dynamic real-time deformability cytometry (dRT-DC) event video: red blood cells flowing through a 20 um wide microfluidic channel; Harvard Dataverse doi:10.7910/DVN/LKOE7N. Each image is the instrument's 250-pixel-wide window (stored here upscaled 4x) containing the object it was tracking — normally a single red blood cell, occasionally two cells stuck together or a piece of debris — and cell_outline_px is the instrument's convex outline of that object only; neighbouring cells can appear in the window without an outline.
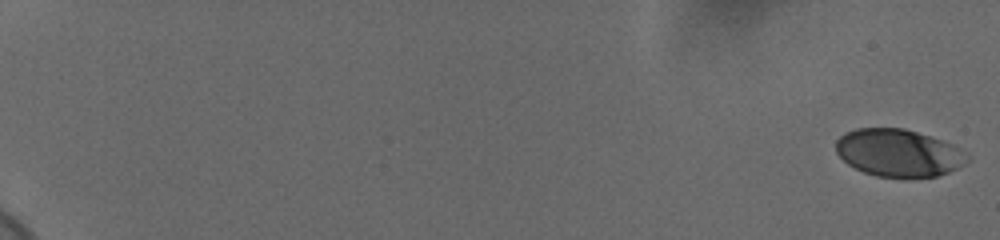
{"species": "human", "species_latin": "Homo sapiens", "temperature_condition": "cold", "stored_images_in_passage": 60, "camera_frame_rate_fps": 3000, "um_per_image_px": 0.085, "donor": {"sex": "female"}, "frame": {"image": 1, "passage_image": 1, "time_ms": 0.0, "image_size_px": [1000, 240], "cell_outline_px": [[972, 156], [964, 164], [948, 172], [936, 176], [876, 176], [864, 172], [848, 164], [836, 152], [836, 140], [840, 136], [856, 128], [904, 128], [952, 144], [960, 148]], "centroid_in_image_um": [76.38, 12.98], "position_along_channel_um": 8.6, "area_um2": 35.84}}
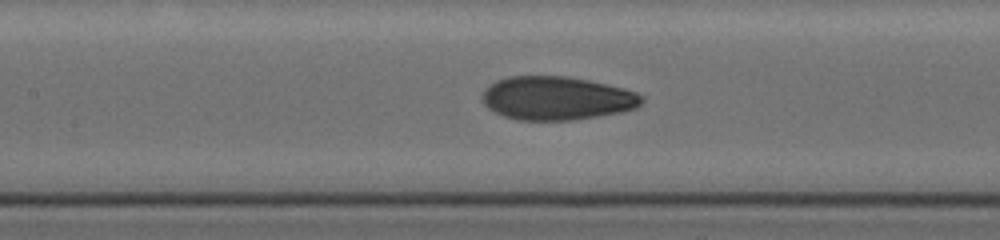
{"frame": {"image": 2, "passage_image": 32, "time_ms": 10.333, "image_size_px": [1000, 240], "cell_outline_px": [[644, 100], [636, 108], [620, 112], [572, 120], [516, 120], [504, 116], [488, 108], [484, 104], [484, 92], [496, 80], [508, 76], [568, 76], [588, 80], [624, 88], [636, 92], [644, 96]], "centroid_in_image_um": [47.35, 8.34], "position_along_channel_um": 160.0, "area_um2": 40.23}}
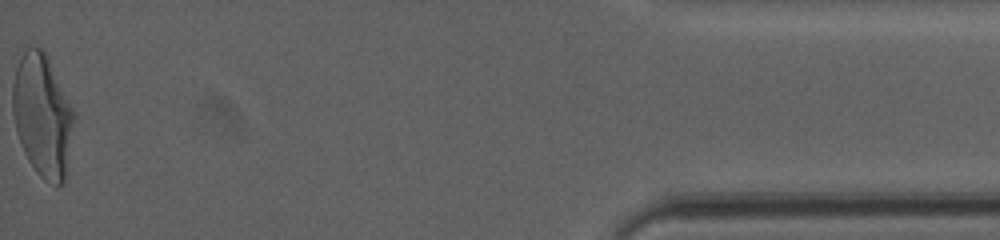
{"frame": {"image": 3, "passage_image": 60, "time_ms": 19.667, "image_size_px": [1000, 240], "cell_outline_px": [[76, 112], [64, 180], [56, 188], [44, 180], [36, 172], [28, 160], [24, 152], [16, 132], [12, 112], [12, 84], [16, 68], [24, 44], [28, 44], [44, 48]], "centroid_in_image_um": [3.6, 9.74], "position_along_channel_um": 431.6, "area_um2": 44.74}, "authors_computed_cell_mechanics": {"area_um2": 39.593, "velocity_mm_per_s": 3.6812, "shape_relaxation_time_tau1_ms": 4.0773, "shape_relaxation_time_tau2_ms": 0.916, "deformation_change_tau1": 0.1824, "deformation_change_tau2": 0.0594}}